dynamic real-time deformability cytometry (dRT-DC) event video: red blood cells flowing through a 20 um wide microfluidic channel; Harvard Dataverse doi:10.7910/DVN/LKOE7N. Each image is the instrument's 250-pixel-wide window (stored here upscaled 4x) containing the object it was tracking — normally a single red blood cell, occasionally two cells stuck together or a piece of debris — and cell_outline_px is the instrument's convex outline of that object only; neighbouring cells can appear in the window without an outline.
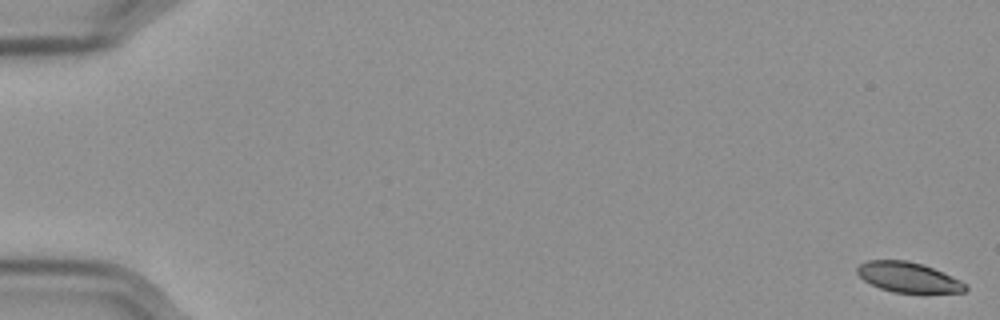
{"species": "Egyptian fruit bat (a non-hibernating species)", "species_latin": "Rousettus aegyptiacus", "temperature_condition": "cold", "stored_images_in_passage": 58, "camera_frame_rate_fps": 3000, "um_per_image_px": 0.085, "frame": {"image": 1, "passage_image": 1, "time_ms": 0.0, "image_size_px": [1000, 320], "cell_outline_px": [[968, 288], [964, 292], [892, 292], [880, 288], [864, 280], [856, 272], [856, 268], [860, 264], [868, 260], [908, 260], [924, 264], [952, 276], [968, 284]], "centroid_in_image_um": [77.21, 23.55], "position_along_channel_um": 7.8, "area_um2": 18.96}}
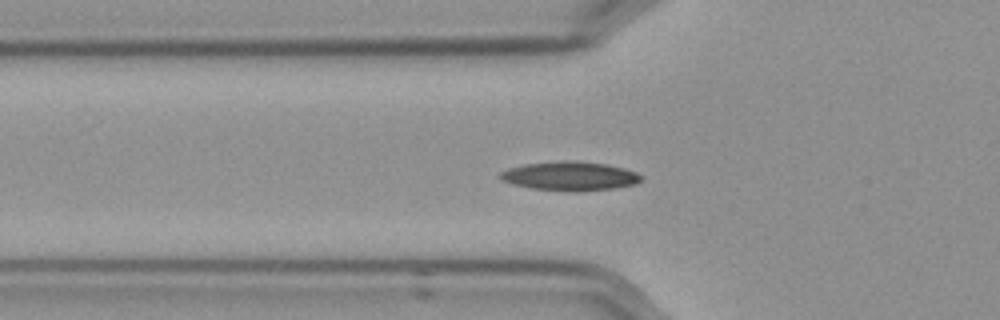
{"frame": {"image": 2, "passage_image": 21, "time_ms": 6.667, "image_size_px": [1000, 320], "cell_outline_px": [[640, 180], [636, 184], [616, 188], [576, 192], [532, 188], [512, 184], [500, 180], [496, 176], [500, 172], [508, 168], [524, 164], [564, 160], [608, 164], [624, 168], [636, 172], [640, 176]], "centroid_in_image_um": [48.4, 14.97], "position_along_channel_um": 77.4, "area_um2": 23.93}}
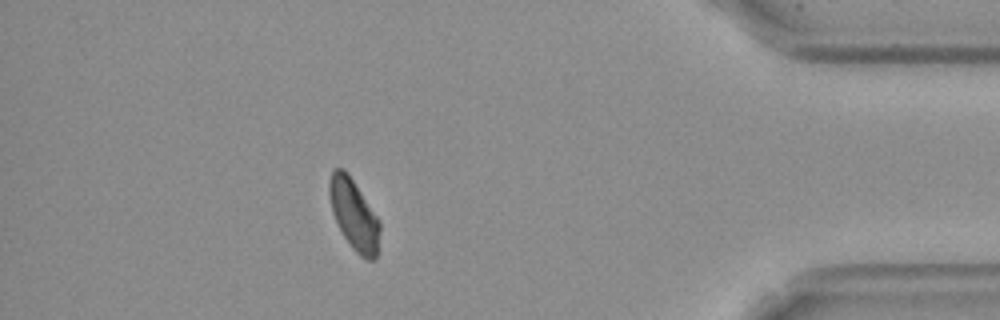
{"frame": {"image": 3, "passage_image": 52, "time_ms": 17.0, "image_size_px": [1000, 320], "cell_outline_px": [[380, 232], [376, 260], [368, 260], [360, 256], [352, 248], [344, 236], [332, 212], [328, 192], [328, 184], [332, 172], [336, 168], [344, 168], [380, 220]], "centroid_in_image_um": [30.09, 18.26], "position_along_channel_um": 405.1, "area_um2": 20.63}, "authors_computed_cell_mechanics": {"area_um2": 21.6461, "velocity_mm_per_s": 3.5566, "shape_relaxation_time_tau1_ms": 4.8138, "shape_relaxation_time_tau2_ms": 9.0276, "deformation_change_tau1": 0.1198, "deformation_change_tau2": 0.1335}}